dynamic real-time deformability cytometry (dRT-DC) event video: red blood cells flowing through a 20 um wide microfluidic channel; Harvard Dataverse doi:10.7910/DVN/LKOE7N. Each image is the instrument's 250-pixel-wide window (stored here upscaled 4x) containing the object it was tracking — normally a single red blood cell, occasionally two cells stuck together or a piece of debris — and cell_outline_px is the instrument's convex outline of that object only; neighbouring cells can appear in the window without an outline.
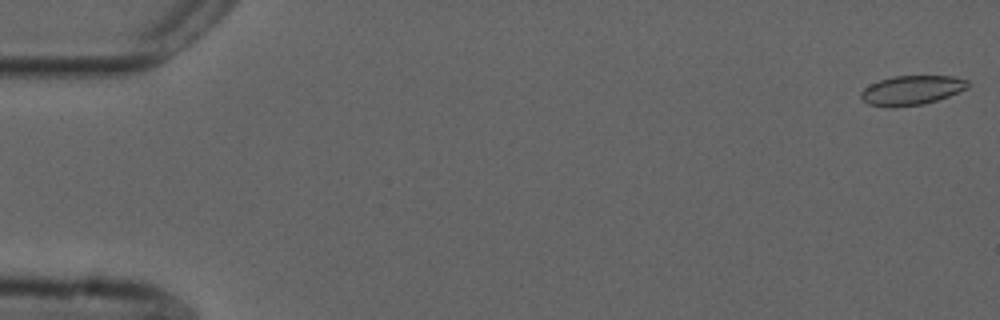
{"species": "common noctule bat (a hibernating species)", "species_latin": "Nyctalus noctula", "temperature_condition": "cold", "stored_images_in_passage": 16, "camera_frame_rate_fps": 3000, "um_per_image_px": 0.085, "animal": {"sex": "male", "forearm_length_mm": 52.5}, "frame": {"image": 1, "passage_image": 1, "time_ms": 0.0, "image_size_px": [1000, 320], "cell_outline_px": [[968, 88], [948, 96], [924, 104], [892, 108], [868, 104], [860, 96], [860, 92], [864, 88], [880, 80], [892, 76], [956, 76], [968, 80]], "centroid_in_image_um": [77.49, 7.67], "position_along_channel_um": 7.5, "area_um2": 18.32}}
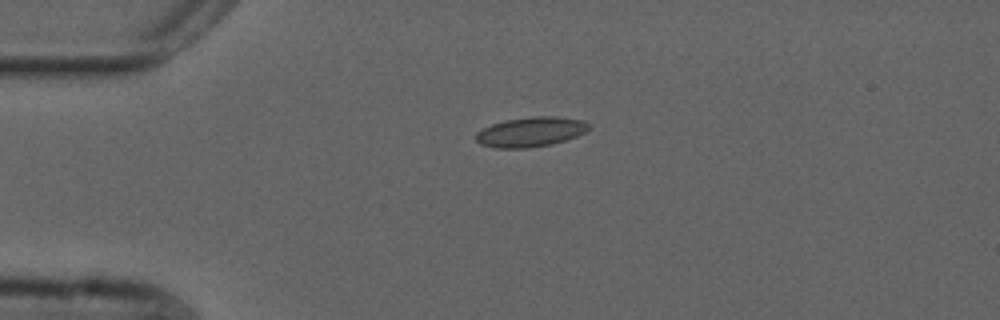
{"frame": {"image": 2, "passage_image": 13, "time_ms": 4.0, "image_size_px": [1000, 320], "cell_outline_px": [[588, 128], [584, 132], [576, 136], [552, 144], [528, 148], [492, 148], [480, 144], [476, 140], [476, 132], [492, 124], [504, 120], [532, 116], [556, 116], [584, 120], [588, 124]], "centroid_in_image_um": [45.07, 11.21], "position_along_channel_um": 39.9, "area_um2": 19.59}}